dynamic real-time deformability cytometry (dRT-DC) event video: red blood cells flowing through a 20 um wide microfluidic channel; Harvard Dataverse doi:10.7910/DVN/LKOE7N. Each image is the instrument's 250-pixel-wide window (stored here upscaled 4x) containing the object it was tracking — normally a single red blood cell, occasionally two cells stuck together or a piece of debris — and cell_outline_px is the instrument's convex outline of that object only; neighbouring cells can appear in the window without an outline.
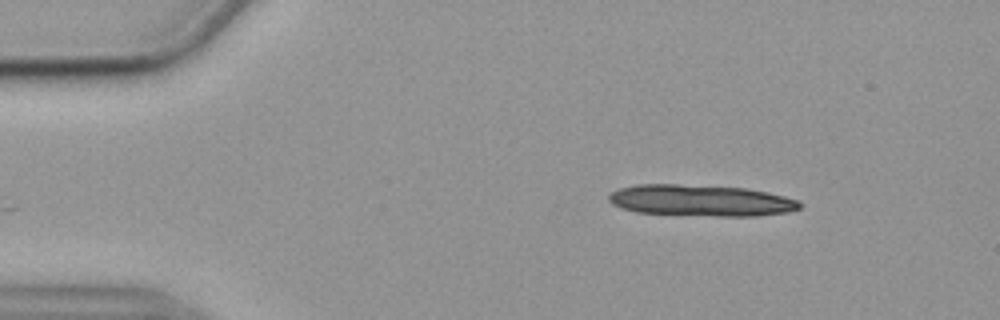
{"species": "common noctule bat (a hibernating species)", "species_latin": "Nyctalus noctula", "temperature_condition": "cold", "stored_images_in_passage": 15, "camera_frame_rate_fps": 3000, "um_per_image_px": 0.085, "animal": {"sex": "female", "body_mass_g": 19.9}, "frame": {"image": 1, "passage_image": 7, "time_ms": 2.0, "image_size_px": [1000, 320], "cell_outline_px": [[804, 204], [800, 208], [788, 212], [756, 216], [716, 216], [636, 212], [620, 208], [612, 204], [608, 200], [608, 196], [612, 192], [620, 188], [636, 184], [676, 184], [744, 188], [768, 192], [800, 200]], "centroid_in_image_um": [59.59, 17.04], "position_along_channel_um": 25.4, "area_um2": 35.03}}